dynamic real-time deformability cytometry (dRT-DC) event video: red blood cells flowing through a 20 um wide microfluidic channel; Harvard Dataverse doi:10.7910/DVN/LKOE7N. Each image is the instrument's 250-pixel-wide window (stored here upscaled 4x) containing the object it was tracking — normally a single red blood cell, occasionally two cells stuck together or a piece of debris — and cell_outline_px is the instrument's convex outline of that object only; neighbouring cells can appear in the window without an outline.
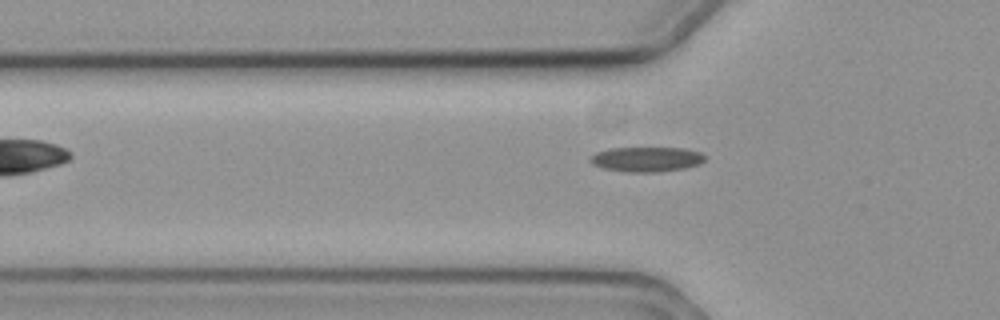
{"species": "common noctule bat (a hibernating species)", "species_latin": "Nyctalus noctula", "temperature_condition": "cold", "stored_images_in_passage": 2, "camera_frame_rate_fps": 3000, "um_per_image_px": 0.085, "animal": {"sex": "female", "body_mass_g": 19.3, "forearm_length_mm": 54.1}, "frame": {"image": 1, "passage_image": 2, "time_ms": 0.333, "image_size_px": [1000, 320], "cell_outline_px": [[704, 160], [700, 164], [684, 168], [656, 172], [628, 172], [604, 168], [592, 164], [588, 160], [596, 152], [608, 148], [684, 148], [700, 152], [704, 156]], "centroid_in_image_um": [54.94, 13.53], "position_along_channel_um": 70.9, "area_um2": 16.53}}